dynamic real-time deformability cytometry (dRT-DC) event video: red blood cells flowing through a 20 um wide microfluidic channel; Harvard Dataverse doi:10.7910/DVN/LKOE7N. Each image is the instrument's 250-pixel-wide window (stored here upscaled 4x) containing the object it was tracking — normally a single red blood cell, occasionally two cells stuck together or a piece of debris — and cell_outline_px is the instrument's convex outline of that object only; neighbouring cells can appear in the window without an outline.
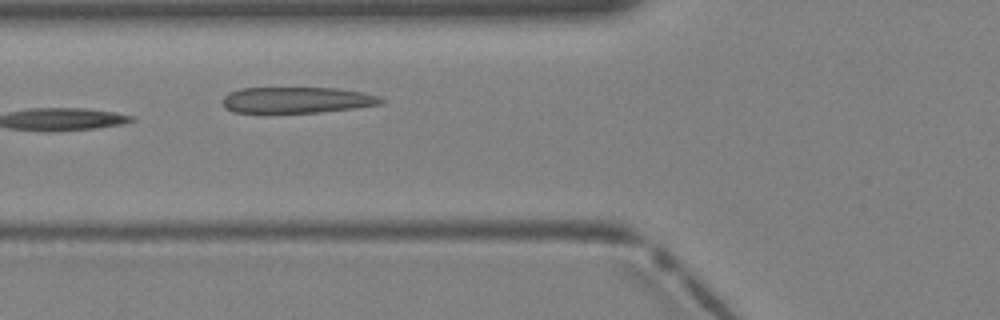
{"species": "Egyptian fruit bat (a non-hibernating species)", "species_latin": "Rousettus aegyptiacus", "temperature_condition": "warm", "stored_images_in_passage": 6, "camera_frame_rate_fps": 3000, "um_per_image_px": 0.085, "animal": {"sex": "female"}, "frame": {"image": 1, "passage_image": 6, "time_ms": 1.667, "image_size_px": [1000, 320], "cell_outline_px": [[384, 104], [320, 112], [232, 112], [224, 108], [224, 96], [228, 92], [240, 88], [336, 88], [360, 92], [380, 96], [384, 100]], "centroid_in_image_um": [25.23, 8.49], "position_along_channel_um": 100.6, "area_um2": 23.93}}